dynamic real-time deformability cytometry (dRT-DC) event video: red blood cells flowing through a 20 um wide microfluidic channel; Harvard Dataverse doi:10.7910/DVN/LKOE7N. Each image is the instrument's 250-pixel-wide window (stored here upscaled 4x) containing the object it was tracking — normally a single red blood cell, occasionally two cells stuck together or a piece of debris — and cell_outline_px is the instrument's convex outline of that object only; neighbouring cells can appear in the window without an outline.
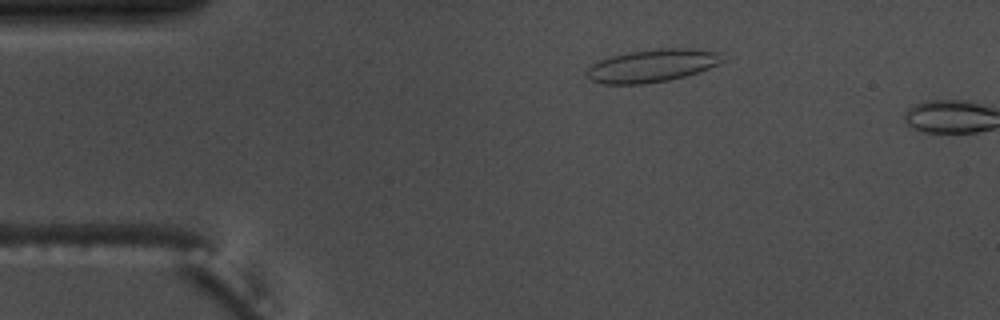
{"species": "common noctule bat (a hibernating species)", "species_latin": "Nyctalus noctula", "temperature_condition": "warm", "stored_images_in_passage": 12, "camera_frame_rate_fps": 3000, "um_per_image_px": 0.085, "animal": {"sex": "male", "body_mass_g": 17.5, "forearm_length_mm": 52.3}, "frame": {"image": 1, "passage_image": 10, "time_ms": 3.0, "image_size_px": [1000, 320], "cell_outline_px": [[724, 60], [708, 68], [684, 76], [668, 80], [644, 84], [604, 84], [588, 80], [584, 72], [592, 64], [600, 60], [612, 56], [628, 52], [660, 48], [692, 48], [720, 52]], "centroid_in_image_um": [55.38, 5.58], "position_along_channel_um": 29.6, "area_um2": 25.89}}